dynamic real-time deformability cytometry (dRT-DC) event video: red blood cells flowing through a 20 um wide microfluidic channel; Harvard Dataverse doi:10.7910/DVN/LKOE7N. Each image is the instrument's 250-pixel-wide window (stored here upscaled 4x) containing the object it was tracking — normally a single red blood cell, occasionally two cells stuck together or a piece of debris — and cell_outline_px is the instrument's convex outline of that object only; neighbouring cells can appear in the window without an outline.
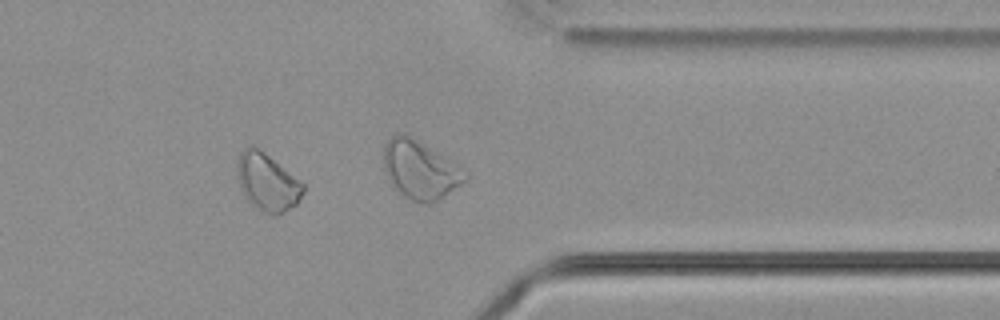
{"species": "common noctule bat (a hibernating species)", "species_latin": "Nyctalus noctula", "temperature_condition": "cold", "stored_images_in_passage": 39, "camera_frame_rate_fps": 3000, "um_per_image_px": 0.085, "animal": {"sex": "male", "body_mass_g": 21.5, "forearm_length_mm": 52.0}, "frame": {"image": 1, "passage_image": 28, "time_ms": 9.0, "image_size_px": [1000, 320], "cell_outline_px": [[304, 192], [296, 204], [284, 212], [276, 216], [264, 212], [256, 208], [244, 196], [236, 176], [236, 164], [240, 152], [248, 144], [252, 144], [264, 152], [300, 180], [304, 184]], "centroid_in_image_um": [22.69, 15.46], "position_along_channel_um": 388.7, "area_um2": 22.25}, "authors_computed_cell_mechanics": {"area_um2": 19.8254, "velocity_mm_per_s": 3.6616, "shape_relaxation_time_tau1_ms": null, "shape_relaxation_time_tau2_ms": 1.0469, "deformation_change_tau1": null, "deformation_change_tau2": 0.054}}